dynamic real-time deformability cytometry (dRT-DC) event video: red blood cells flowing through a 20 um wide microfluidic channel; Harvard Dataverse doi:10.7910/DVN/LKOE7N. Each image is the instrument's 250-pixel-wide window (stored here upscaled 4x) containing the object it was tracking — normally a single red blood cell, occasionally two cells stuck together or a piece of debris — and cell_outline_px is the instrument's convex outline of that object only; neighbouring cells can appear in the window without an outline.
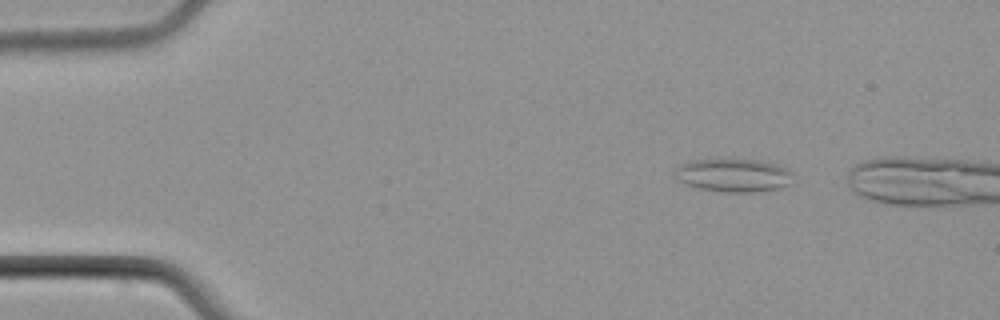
{"species": "common noctule bat (a hibernating species)", "species_latin": "Nyctalus noctula", "temperature_condition": "cold", "stored_images_in_passage": 2, "camera_frame_rate_fps": 3000, "um_per_image_px": 0.085, "animal": {"sex": "male", "body_mass_g": 21.5, "forearm_length_mm": 52.0}, "frame": {"image": 1, "passage_image": 1, "time_ms": 0.0, "image_size_px": [1000, 320], "cell_outline_px": [[792, 184], [780, 188], [752, 192], [728, 192], [700, 188], [676, 180], [676, 168], [680, 164], [692, 160], [732, 156], [760, 160], [776, 164], [788, 168], [792, 172]], "centroid_in_image_um": [62.38, 14.84], "position_along_channel_um": 22.6, "area_um2": 23.7}}